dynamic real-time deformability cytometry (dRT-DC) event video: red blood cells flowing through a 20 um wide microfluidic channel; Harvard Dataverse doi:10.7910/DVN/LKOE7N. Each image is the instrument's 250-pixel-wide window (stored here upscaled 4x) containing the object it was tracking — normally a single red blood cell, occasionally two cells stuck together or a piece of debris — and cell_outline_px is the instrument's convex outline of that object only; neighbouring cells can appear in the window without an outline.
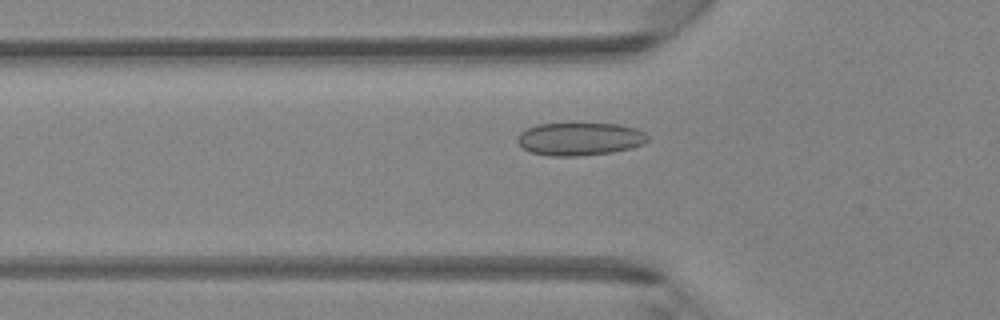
{"species": "Egyptian fruit bat (a non-hibernating species)", "species_latin": "Rousettus aegyptiacus", "temperature_condition": "room temperature", "stored_images_in_passage": 47, "camera_frame_rate_fps": 3000, "um_per_image_px": 0.085, "animal": {"sex": "female"}, "frame": {"image": 1, "passage_image": 16, "time_ms": 5.0, "image_size_px": [1000, 320], "cell_outline_px": [[648, 140], [644, 144], [632, 148], [612, 152], [576, 156], [548, 156], [532, 152], [524, 148], [516, 140], [516, 136], [520, 132], [536, 124], [620, 124], [636, 128], [644, 132], [648, 136]], "centroid_in_image_um": [49.29, 11.81], "position_along_channel_um": 76.5, "area_um2": 24.97}}
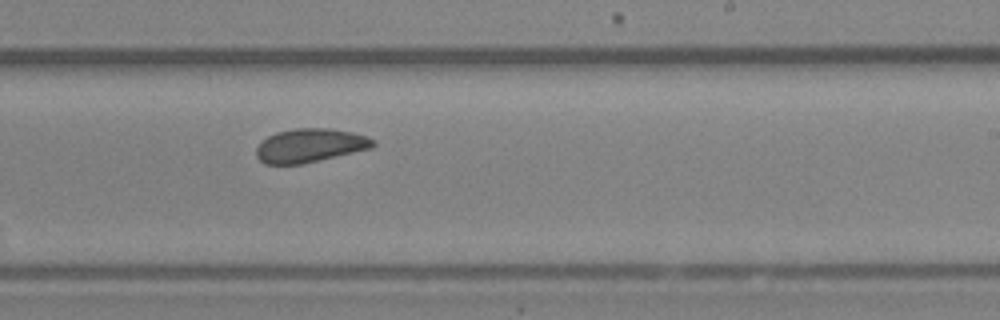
{"frame": {"image": 2, "passage_image": 29, "time_ms": 9.333, "image_size_px": [1000, 320], "cell_outline_px": [[376, 144], [372, 148], [300, 164], [264, 164], [256, 156], [256, 148], [268, 136], [276, 132], [296, 128], [328, 128], [352, 132], [368, 136], [376, 140]], "centroid_in_image_um": [26.37, 12.36], "position_along_channel_um": 262.6, "area_um2": 22.83}}
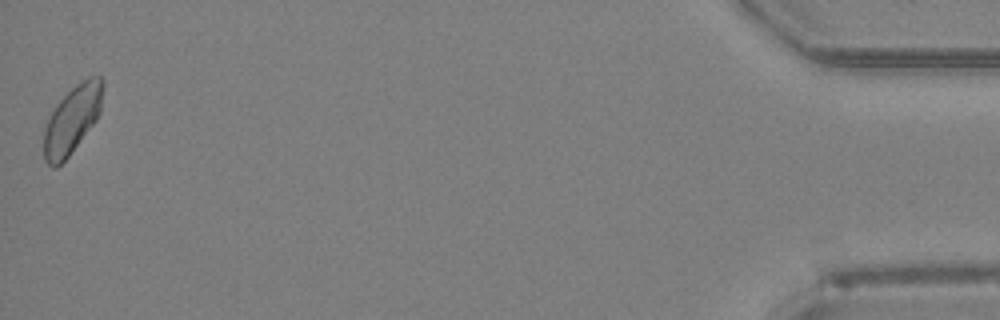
{"frame": {"image": 3, "passage_image": 47, "time_ms": 15.333, "image_size_px": [1000, 320], "cell_outline_px": [[104, 84], [100, 112], [96, 120], [68, 156], [56, 168], [52, 168], [44, 160], [44, 128], [56, 104], [80, 80], [88, 76], [100, 76], [104, 80]], "centroid_in_image_um": [6.14, 10.14], "position_along_channel_um": 429.1, "area_um2": 23.12}, "authors_computed_cell_mechanics": {"area_um2": 23.2934, "velocity_mm_per_s": 4.3082, "shape_relaxation_time_tau1_ms": null, "shape_relaxation_time_tau2_ms": 1.9302, "deformation_change_tau1": null, "deformation_change_tau2": 0.0573}}